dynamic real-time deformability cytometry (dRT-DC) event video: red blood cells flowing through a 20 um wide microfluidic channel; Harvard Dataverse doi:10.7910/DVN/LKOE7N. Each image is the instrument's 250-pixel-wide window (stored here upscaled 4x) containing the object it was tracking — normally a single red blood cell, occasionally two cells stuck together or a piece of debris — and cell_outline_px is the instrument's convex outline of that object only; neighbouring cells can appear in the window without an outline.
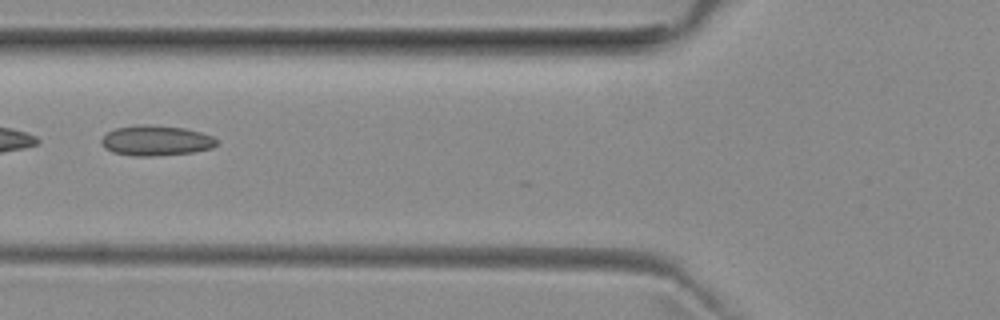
{"species": "common noctule bat (a hibernating species)", "species_latin": "Nyctalus noctula", "temperature_condition": "room temperature", "stored_images_in_passage": 8, "camera_frame_rate_fps": 3000, "um_per_image_px": 0.085, "animal": {"sex": "female", "body_mass_g": 29.2, "forearm_length_mm": 56.3}, "frame": {"image": 1, "passage_image": 4, "time_ms": 1.0, "image_size_px": [1000, 320], "cell_outline_px": [[220, 140], [212, 148], [192, 152], [152, 156], [132, 156], [112, 152], [104, 148], [100, 144], [100, 140], [108, 132], [116, 128], [136, 124], [148, 124], [184, 128], [200, 132], [212, 136]], "centroid_in_image_um": [13.23, 11.94], "position_along_channel_um": 112.6, "area_um2": 20.46}}
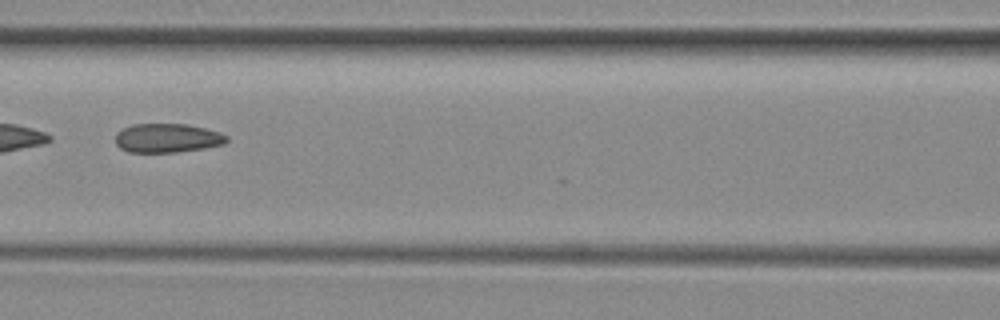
{"frame": {"image": 2, "passage_image": 7, "time_ms": 2.0, "image_size_px": [1000, 320], "cell_outline_px": [[228, 140], [224, 144], [204, 148], [176, 152], [128, 152], [120, 148], [116, 144], [116, 132], [132, 124], [188, 124], [220, 132], [228, 136]], "centroid_in_image_um": [14.22, 11.73], "position_along_channel_um": 152.4, "area_um2": 18.84}}